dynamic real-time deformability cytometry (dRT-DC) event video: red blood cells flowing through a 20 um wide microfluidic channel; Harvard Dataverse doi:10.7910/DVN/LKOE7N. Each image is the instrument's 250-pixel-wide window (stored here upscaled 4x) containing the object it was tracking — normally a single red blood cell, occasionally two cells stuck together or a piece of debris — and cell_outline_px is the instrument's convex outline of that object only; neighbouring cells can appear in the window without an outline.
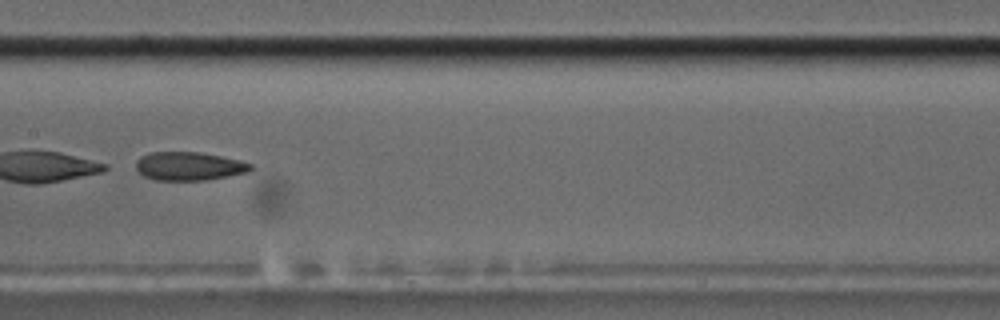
{"species": "common noctule bat (a hibernating species)", "species_latin": "Nyctalus noctula", "temperature_condition": "cold", "stored_images_in_passage": 35, "camera_frame_rate_fps": 3000, "um_per_image_px": 0.085, "animal": {"sex": "male", "body_mass_g": 17.5, "forearm_length_mm": 52.3}, "frame": {"image": 1, "passage_image": 16, "time_ms": 5.0, "image_size_px": [1000, 320], "cell_outline_px": [[256, 168], [248, 172], [228, 176], [204, 180], [156, 180], [144, 176], [136, 168], [136, 160], [140, 156], [152, 152], [200, 152], [240, 160], [252, 164]], "centroid_in_image_um": [16.09, 14.12], "position_along_channel_um": 191.3, "area_um2": 19.07}, "authors_computed_cell_mechanics": {"area_um2": 19.8832, "velocity_mm_per_s": 3.5501, "shape_relaxation_time_tau1_ms": 0.2957, "shape_relaxation_time_tau2_ms": 5.1974, "deformation_change_tau1": 0.2487, "deformation_change_tau2": 0.155}}